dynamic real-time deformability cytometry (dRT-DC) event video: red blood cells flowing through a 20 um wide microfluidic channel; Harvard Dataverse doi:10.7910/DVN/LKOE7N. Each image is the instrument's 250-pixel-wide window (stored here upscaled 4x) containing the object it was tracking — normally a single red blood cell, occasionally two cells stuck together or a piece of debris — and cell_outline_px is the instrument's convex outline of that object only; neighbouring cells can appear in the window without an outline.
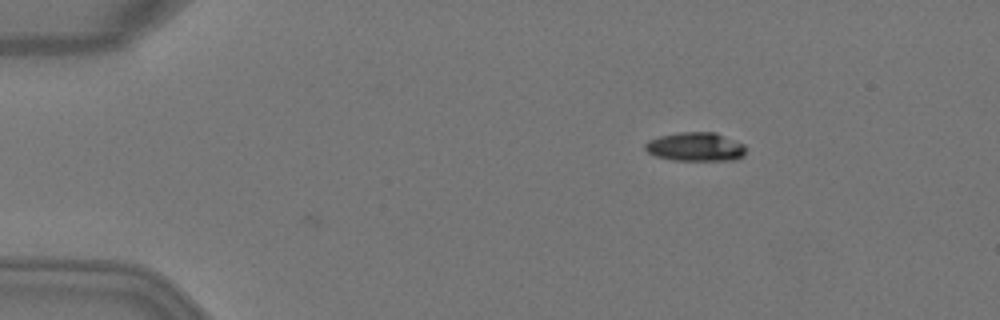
{"species": "Egyptian fruit bat (a non-hibernating species)", "species_latin": "Rousettus aegyptiacus", "temperature_condition": "warm", "stored_images_in_passage": 2, "camera_frame_rate_fps": 3000, "um_per_image_px": 0.085, "animal": {"sex": "female"}, "frame": {"image": 1, "passage_image": 2, "time_ms": 0.333, "image_size_px": [1000, 320], "cell_outline_px": [[744, 156], [736, 160], [672, 160], [656, 156], [648, 152], [644, 148], [644, 144], [648, 140], [660, 136], [680, 132], [716, 132], [744, 144]], "centroid_in_image_um": [59.11, 12.48], "position_along_channel_um": 25.9, "area_um2": 16.94}}